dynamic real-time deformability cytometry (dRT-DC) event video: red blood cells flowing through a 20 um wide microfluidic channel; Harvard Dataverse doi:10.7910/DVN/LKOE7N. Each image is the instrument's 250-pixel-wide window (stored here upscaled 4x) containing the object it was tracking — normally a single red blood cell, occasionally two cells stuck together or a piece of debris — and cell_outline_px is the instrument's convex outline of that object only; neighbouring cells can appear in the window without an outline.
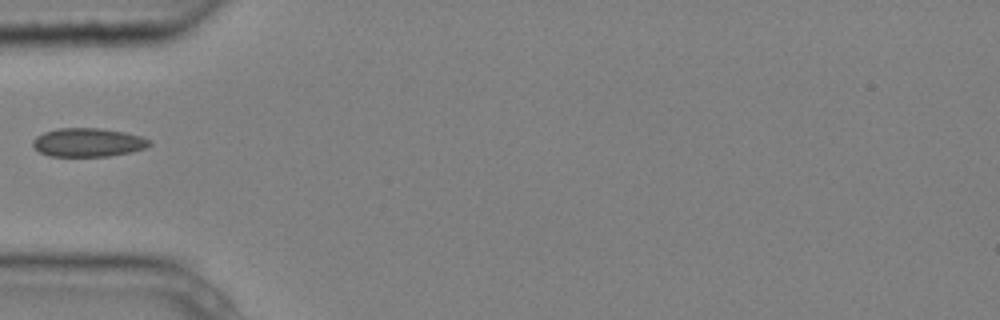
{"species": "common noctule bat (a hibernating species)", "species_latin": "Nyctalus noctula", "temperature_condition": "cold", "stored_images_in_passage": 1, "camera_frame_rate_fps": 3000, "um_per_image_px": 0.085, "animal": {"sex": "male", "body_mass_g": 20.4}, "frame": {"image": 1, "passage_image": 1, "time_ms": 0.0, "image_size_px": [1000, 320], "cell_outline_px": [[152, 144], [144, 148], [132, 152], [108, 156], [48, 156], [40, 152], [32, 144], [32, 140], [36, 136], [44, 132], [56, 128], [100, 128], [124, 132], [140, 136], [152, 140]], "centroid_in_image_um": [7.48, 12.1], "position_along_channel_um": 77.5, "area_um2": 19.54}}